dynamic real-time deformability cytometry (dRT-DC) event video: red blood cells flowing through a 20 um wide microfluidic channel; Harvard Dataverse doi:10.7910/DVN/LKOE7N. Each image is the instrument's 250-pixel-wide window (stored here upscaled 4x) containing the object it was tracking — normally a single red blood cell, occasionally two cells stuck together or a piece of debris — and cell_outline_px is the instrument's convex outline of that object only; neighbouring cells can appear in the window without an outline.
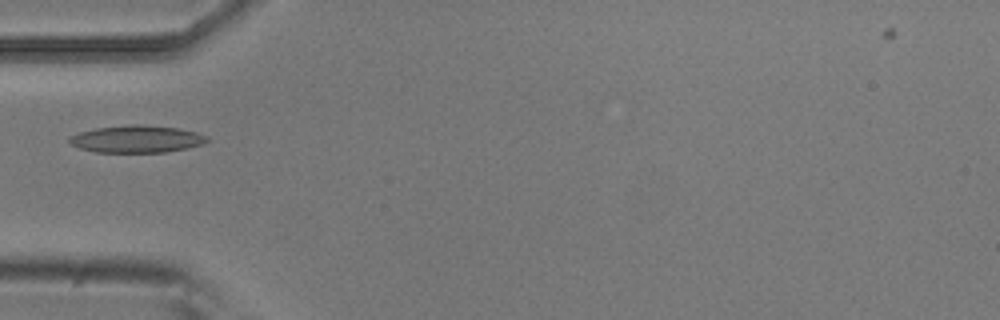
{"species": "common noctule bat (a hibernating species)", "species_latin": "Nyctalus noctula", "temperature_condition": "room temperature", "stored_images_in_passage": 1, "camera_frame_rate_fps": 3000, "um_per_image_px": 0.085, "animal": {"sex": "male", "body_mass_g": 20.5, "forearm_length_mm": 52.5}, "frame": {"image": 1, "passage_image": 1, "time_ms": 0.0, "image_size_px": [1000, 320], "cell_outline_px": [[208, 140], [204, 144], [188, 148], [164, 152], [96, 152], [80, 148], [72, 144], [68, 140], [68, 136], [80, 132], [96, 128], [132, 124], [144, 124], [180, 128], [196, 132], [208, 136]], "centroid_in_image_um": [11.65, 11.81], "position_along_channel_um": 73.4, "area_um2": 21.96}}